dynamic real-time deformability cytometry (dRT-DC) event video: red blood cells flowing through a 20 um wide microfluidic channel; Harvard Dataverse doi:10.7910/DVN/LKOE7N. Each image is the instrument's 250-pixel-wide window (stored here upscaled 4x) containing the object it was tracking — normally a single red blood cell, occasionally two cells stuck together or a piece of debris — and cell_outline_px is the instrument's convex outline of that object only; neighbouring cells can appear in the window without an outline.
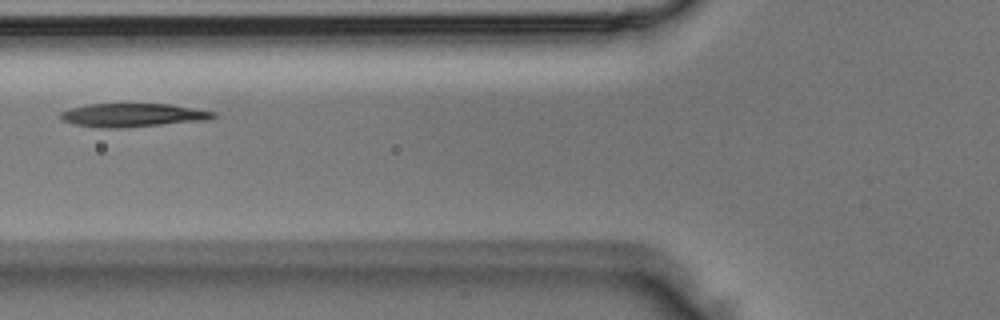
{"species": "Egyptian fruit bat (a non-hibernating species)", "species_latin": "Rousettus aegyptiacus", "temperature_condition": "room temperature", "stored_images_in_passage": 2, "camera_frame_rate_fps": 3000, "um_per_image_px": 0.085, "animal": {"sex": "male"}, "frame": {"image": 1, "passage_image": 2, "time_ms": 0.333, "image_size_px": [1000, 320], "cell_outline_px": [[216, 116], [212, 120], [120, 128], [104, 128], [76, 124], [64, 120], [60, 116], [60, 112], [72, 108], [88, 104], [172, 104], [216, 112]], "centroid_in_image_um": [11.38, 9.78], "position_along_channel_um": 114.4, "area_um2": 20.87}}